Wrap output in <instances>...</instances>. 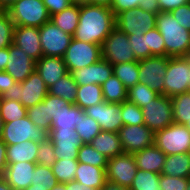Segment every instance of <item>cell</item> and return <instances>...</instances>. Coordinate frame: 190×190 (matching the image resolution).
Returning a JSON list of instances; mask_svg holds the SVG:
<instances>
[{"label":"cell","instance_id":"cell-65","mask_svg":"<svg viewBox=\"0 0 190 190\" xmlns=\"http://www.w3.org/2000/svg\"><path fill=\"white\" fill-rule=\"evenodd\" d=\"M184 126L190 131V119L186 121Z\"/></svg>","mask_w":190,"mask_h":190},{"label":"cell","instance_id":"cell-68","mask_svg":"<svg viewBox=\"0 0 190 190\" xmlns=\"http://www.w3.org/2000/svg\"><path fill=\"white\" fill-rule=\"evenodd\" d=\"M186 190H190V177L188 178V185H187Z\"/></svg>","mask_w":190,"mask_h":190},{"label":"cell","instance_id":"cell-28","mask_svg":"<svg viewBox=\"0 0 190 190\" xmlns=\"http://www.w3.org/2000/svg\"><path fill=\"white\" fill-rule=\"evenodd\" d=\"M160 174L171 177H190V155L189 153H180L166 155L165 163Z\"/></svg>","mask_w":190,"mask_h":190},{"label":"cell","instance_id":"cell-16","mask_svg":"<svg viewBox=\"0 0 190 190\" xmlns=\"http://www.w3.org/2000/svg\"><path fill=\"white\" fill-rule=\"evenodd\" d=\"M48 139L54 145L56 159H77L79 148L83 145L79 135L72 129L51 128Z\"/></svg>","mask_w":190,"mask_h":190},{"label":"cell","instance_id":"cell-58","mask_svg":"<svg viewBox=\"0 0 190 190\" xmlns=\"http://www.w3.org/2000/svg\"><path fill=\"white\" fill-rule=\"evenodd\" d=\"M65 185H66V190H99V189L85 187L84 185L76 181L65 183Z\"/></svg>","mask_w":190,"mask_h":190},{"label":"cell","instance_id":"cell-63","mask_svg":"<svg viewBox=\"0 0 190 190\" xmlns=\"http://www.w3.org/2000/svg\"><path fill=\"white\" fill-rule=\"evenodd\" d=\"M50 190H66V185L65 183H58Z\"/></svg>","mask_w":190,"mask_h":190},{"label":"cell","instance_id":"cell-24","mask_svg":"<svg viewBox=\"0 0 190 190\" xmlns=\"http://www.w3.org/2000/svg\"><path fill=\"white\" fill-rule=\"evenodd\" d=\"M74 181L79 182L85 187L100 190L107 181L106 168L78 163Z\"/></svg>","mask_w":190,"mask_h":190},{"label":"cell","instance_id":"cell-17","mask_svg":"<svg viewBox=\"0 0 190 190\" xmlns=\"http://www.w3.org/2000/svg\"><path fill=\"white\" fill-rule=\"evenodd\" d=\"M85 113L98 122L102 131L118 132L123 126L121 103L103 101L86 108Z\"/></svg>","mask_w":190,"mask_h":190},{"label":"cell","instance_id":"cell-4","mask_svg":"<svg viewBox=\"0 0 190 190\" xmlns=\"http://www.w3.org/2000/svg\"><path fill=\"white\" fill-rule=\"evenodd\" d=\"M6 11L15 26L40 28L51 17L42 0H18Z\"/></svg>","mask_w":190,"mask_h":190},{"label":"cell","instance_id":"cell-19","mask_svg":"<svg viewBox=\"0 0 190 190\" xmlns=\"http://www.w3.org/2000/svg\"><path fill=\"white\" fill-rule=\"evenodd\" d=\"M36 69V61L13 43L9 46L8 63L5 72L9 73L16 82L25 81Z\"/></svg>","mask_w":190,"mask_h":190},{"label":"cell","instance_id":"cell-2","mask_svg":"<svg viewBox=\"0 0 190 190\" xmlns=\"http://www.w3.org/2000/svg\"><path fill=\"white\" fill-rule=\"evenodd\" d=\"M156 28L165 43V56L187 57L190 53V31L181 27L170 12H159Z\"/></svg>","mask_w":190,"mask_h":190},{"label":"cell","instance_id":"cell-48","mask_svg":"<svg viewBox=\"0 0 190 190\" xmlns=\"http://www.w3.org/2000/svg\"><path fill=\"white\" fill-rule=\"evenodd\" d=\"M159 185L162 190H186L188 178L160 174Z\"/></svg>","mask_w":190,"mask_h":190},{"label":"cell","instance_id":"cell-50","mask_svg":"<svg viewBox=\"0 0 190 190\" xmlns=\"http://www.w3.org/2000/svg\"><path fill=\"white\" fill-rule=\"evenodd\" d=\"M46 105V111L51 118L52 116L56 115L63 106H66L69 104L66 100L63 98L53 96L50 94H47V96L42 101Z\"/></svg>","mask_w":190,"mask_h":190},{"label":"cell","instance_id":"cell-11","mask_svg":"<svg viewBox=\"0 0 190 190\" xmlns=\"http://www.w3.org/2000/svg\"><path fill=\"white\" fill-rule=\"evenodd\" d=\"M157 14L144 11L142 8L125 10L116 17V27L126 35H144L156 27Z\"/></svg>","mask_w":190,"mask_h":190},{"label":"cell","instance_id":"cell-20","mask_svg":"<svg viewBox=\"0 0 190 190\" xmlns=\"http://www.w3.org/2000/svg\"><path fill=\"white\" fill-rule=\"evenodd\" d=\"M74 81L81 85H102L113 75V65L104 59L84 68L70 72Z\"/></svg>","mask_w":190,"mask_h":190},{"label":"cell","instance_id":"cell-64","mask_svg":"<svg viewBox=\"0 0 190 190\" xmlns=\"http://www.w3.org/2000/svg\"><path fill=\"white\" fill-rule=\"evenodd\" d=\"M25 190H48V189H39V188H34L33 185H30L28 188H26Z\"/></svg>","mask_w":190,"mask_h":190},{"label":"cell","instance_id":"cell-55","mask_svg":"<svg viewBox=\"0 0 190 190\" xmlns=\"http://www.w3.org/2000/svg\"><path fill=\"white\" fill-rule=\"evenodd\" d=\"M138 7L142 8L144 11L152 12L154 14H158L160 12L158 0H142Z\"/></svg>","mask_w":190,"mask_h":190},{"label":"cell","instance_id":"cell-34","mask_svg":"<svg viewBox=\"0 0 190 190\" xmlns=\"http://www.w3.org/2000/svg\"><path fill=\"white\" fill-rule=\"evenodd\" d=\"M113 74L124 84L127 90L139 83L138 62L118 63L113 65Z\"/></svg>","mask_w":190,"mask_h":190},{"label":"cell","instance_id":"cell-38","mask_svg":"<svg viewBox=\"0 0 190 190\" xmlns=\"http://www.w3.org/2000/svg\"><path fill=\"white\" fill-rule=\"evenodd\" d=\"M127 92V100L135 103L141 109L159 95L149 86L142 83H137L130 87Z\"/></svg>","mask_w":190,"mask_h":190},{"label":"cell","instance_id":"cell-36","mask_svg":"<svg viewBox=\"0 0 190 190\" xmlns=\"http://www.w3.org/2000/svg\"><path fill=\"white\" fill-rule=\"evenodd\" d=\"M174 123L184 125L190 119V91L170 97Z\"/></svg>","mask_w":190,"mask_h":190},{"label":"cell","instance_id":"cell-32","mask_svg":"<svg viewBox=\"0 0 190 190\" xmlns=\"http://www.w3.org/2000/svg\"><path fill=\"white\" fill-rule=\"evenodd\" d=\"M101 88L106 102L122 103L127 100L128 90L114 74L101 85Z\"/></svg>","mask_w":190,"mask_h":190},{"label":"cell","instance_id":"cell-41","mask_svg":"<svg viewBox=\"0 0 190 190\" xmlns=\"http://www.w3.org/2000/svg\"><path fill=\"white\" fill-rule=\"evenodd\" d=\"M77 161L79 163L90 164L95 167L106 168L108 158L95 150L90 143H86L79 148Z\"/></svg>","mask_w":190,"mask_h":190},{"label":"cell","instance_id":"cell-67","mask_svg":"<svg viewBox=\"0 0 190 190\" xmlns=\"http://www.w3.org/2000/svg\"><path fill=\"white\" fill-rule=\"evenodd\" d=\"M2 128H3V122H2V119L0 117V137L2 135Z\"/></svg>","mask_w":190,"mask_h":190},{"label":"cell","instance_id":"cell-49","mask_svg":"<svg viewBox=\"0 0 190 190\" xmlns=\"http://www.w3.org/2000/svg\"><path fill=\"white\" fill-rule=\"evenodd\" d=\"M173 18L180 24L181 27L190 31V5L189 3L181 5L170 11Z\"/></svg>","mask_w":190,"mask_h":190},{"label":"cell","instance_id":"cell-12","mask_svg":"<svg viewBox=\"0 0 190 190\" xmlns=\"http://www.w3.org/2000/svg\"><path fill=\"white\" fill-rule=\"evenodd\" d=\"M170 57L152 56L138 60L139 83L149 86L160 95H164V76Z\"/></svg>","mask_w":190,"mask_h":190},{"label":"cell","instance_id":"cell-44","mask_svg":"<svg viewBox=\"0 0 190 190\" xmlns=\"http://www.w3.org/2000/svg\"><path fill=\"white\" fill-rule=\"evenodd\" d=\"M14 22L5 10H0V49L9 47L13 43Z\"/></svg>","mask_w":190,"mask_h":190},{"label":"cell","instance_id":"cell-13","mask_svg":"<svg viewBox=\"0 0 190 190\" xmlns=\"http://www.w3.org/2000/svg\"><path fill=\"white\" fill-rule=\"evenodd\" d=\"M43 56L63 58L73 36L63 32L51 21L39 28Z\"/></svg>","mask_w":190,"mask_h":190},{"label":"cell","instance_id":"cell-33","mask_svg":"<svg viewBox=\"0 0 190 190\" xmlns=\"http://www.w3.org/2000/svg\"><path fill=\"white\" fill-rule=\"evenodd\" d=\"M75 132L79 135L83 144L90 143L100 132V125L92 117H89L84 110L80 112V120L77 121Z\"/></svg>","mask_w":190,"mask_h":190},{"label":"cell","instance_id":"cell-3","mask_svg":"<svg viewBox=\"0 0 190 190\" xmlns=\"http://www.w3.org/2000/svg\"><path fill=\"white\" fill-rule=\"evenodd\" d=\"M47 94L48 88L40 74L34 70L25 81L16 82L2 97L21 102L28 109L42 102Z\"/></svg>","mask_w":190,"mask_h":190},{"label":"cell","instance_id":"cell-37","mask_svg":"<svg viewBox=\"0 0 190 190\" xmlns=\"http://www.w3.org/2000/svg\"><path fill=\"white\" fill-rule=\"evenodd\" d=\"M78 163L77 159H56L51 169L59 183H69L75 179Z\"/></svg>","mask_w":190,"mask_h":190},{"label":"cell","instance_id":"cell-53","mask_svg":"<svg viewBox=\"0 0 190 190\" xmlns=\"http://www.w3.org/2000/svg\"><path fill=\"white\" fill-rule=\"evenodd\" d=\"M190 0H158L161 12H170L181 5L189 3Z\"/></svg>","mask_w":190,"mask_h":190},{"label":"cell","instance_id":"cell-39","mask_svg":"<svg viewBox=\"0 0 190 190\" xmlns=\"http://www.w3.org/2000/svg\"><path fill=\"white\" fill-rule=\"evenodd\" d=\"M159 180L160 174L138 169L129 190H162Z\"/></svg>","mask_w":190,"mask_h":190},{"label":"cell","instance_id":"cell-7","mask_svg":"<svg viewBox=\"0 0 190 190\" xmlns=\"http://www.w3.org/2000/svg\"><path fill=\"white\" fill-rule=\"evenodd\" d=\"M1 138L7 145L18 144L27 140L40 143L48 138V132L34 125L28 116H25L18 120L3 123Z\"/></svg>","mask_w":190,"mask_h":190},{"label":"cell","instance_id":"cell-54","mask_svg":"<svg viewBox=\"0 0 190 190\" xmlns=\"http://www.w3.org/2000/svg\"><path fill=\"white\" fill-rule=\"evenodd\" d=\"M16 81L5 71H0V97L11 88Z\"/></svg>","mask_w":190,"mask_h":190},{"label":"cell","instance_id":"cell-18","mask_svg":"<svg viewBox=\"0 0 190 190\" xmlns=\"http://www.w3.org/2000/svg\"><path fill=\"white\" fill-rule=\"evenodd\" d=\"M13 44L35 61L43 57L38 27L15 26Z\"/></svg>","mask_w":190,"mask_h":190},{"label":"cell","instance_id":"cell-60","mask_svg":"<svg viewBox=\"0 0 190 190\" xmlns=\"http://www.w3.org/2000/svg\"><path fill=\"white\" fill-rule=\"evenodd\" d=\"M86 3L111 8L113 0H88Z\"/></svg>","mask_w":190,"mask_h":190},{"label":"cell","instance_id":"cell-47","mask_svg":"<svg viewBox=\"0 0 190 190\" xmlns=\"http://www.w3.org/2000/svg\"><path fill=\"white\" fill-rule=\"evenodd\" d=\"M131 49L137 60L149 58V47L147 36L144 35H127Z\"/></svg>","mask_w":190,"mask_h":190},{"label":"cell","instance_id":"cell-40","mask_svg":"<svg viewBox=\"0 0 190 190\" xmlns=\"http://www.w3.org/2000/svg\"><path fill=\"white\" fill-rule=\"evenodd\" d=\"M31 185L34 188L39 189H52L59 182L56 179L55 175L52 172L51 167L36 164V167L33 172V178H31Z\"/></svg>","mask_w":190,"mask_h":190},{"label":"cell","instance_id":"cell-29","mask_svg":"<svg viewBox=\"0 0 190 190\" xmlns=\"http://www.w3.org/2000/svg\"><path fill=\"white\" fill-rule=\"evenodd\" d=\"M104 101L101 85L89 84L78 86L76 93V101L74 105H77L82 110L91 107L95 104H99Z\"/></svg>","mask_w":190,"mask_h":190},{"label":"cell","instance_id":"cell-45","mask_svg":"<svg viewBox=\"0 0 190 190\" xmlns=\"http://www.w3.org/2000/svg\"><path fill=\"white\" fill-rule=\"evenodd\" d=\"M144 36H147L149 57L165 56L164 39L156 27L147 31Z\"/></svg>","mask_w":190,"mask_h":190},{"label":"cell","instance_id":"cell-56","mask_svg":"<svg viewBox=\"0 0 190 190\" xmlns=\"http://www.w3.org/2000/svg\"><path fill=\"white\" fill-rule=\"evenodd\" d=\"M6 152H7V144L0 137V177H3L5 169L8 164L6 159Z\"/></svg>","mask_w":190,"mask_h":190},{"label":"cell","instance_id":"cell-61","mask_svg":"<svg viewBox=\"0 0 190 190\" xmlns=\"http://www.w3.org/2000/svg\"><path fill=\"white\" fill-rule=\"evenodd\" d=\"M18 0H0V10H7Z\"/></svg>","mask_w":190,"mask_h":190},{"label":"cell","instance_id":"cell-15","mask_svg":"<svg viewBox=\"0 0 190 190\" xmlns=\"http://www.w3.org/2000/svg\"><path fill=\"white\" fill-rule=\"evenodd\" d=\"M117 133L124 153L133 154L154 144L155 133L145 124L123 125Z\"/></svg>","mask_w":190,"mask_h":190},{"label":"cell","instance_id":"cell-1","mask_svg":"<svg viewBox=\"0 0 190 190\" xmlns=\"http://www.w3.org/2000/svg\"><path fill=\"white\" fill-rule=\"evenodd\" d=\"M115 27V15L111 8L80 3L79 24L73 38L102 46Z\"/></svg>","mask_w":190,"mask_h":190},{"label":"cell","instance_id":"cell-8","mask_svg":"<svg viewBox=\"0 0 190 190\" xmlns=\"http://www.w3.org/2000/svg\"><path fill=\"white\" fill-rule=\"evenodd\" d=\"M102 58L101 45L72 39L63 56L68 72L88 67Z\"/></svg>","mask_w":190,"mask_h":190},{"label":"cell","instance_id":"cell-6","mask_svg":"<svg viewBox=\"0 0 190 190\" xmlns=\"http://www.w3.org/2000/svg\"><path fill=\"white\" fill-rule=\"evenodd\" d=\"M190 58L170 57L164 76V95H174L190 91Z\"/></svg>","mask_w":190,"mask_h":190},{"label":"cell","instance_id":"cell-9","mask_svg":"<svg viewBox=\"0 0 190 190\" xmlns=\"http://www.w3.org/2000/svg\"><path fill=\"white\" fill-rule=\"evenodd\" d=\"M101 51L102 59L108 61L111 65L138 62L131 49L128 36L117 27L104 40Z\"/></svg>","mask_w":190,"mask_h":190},{"label":"cell","instance_id":"cell-62","mask_svg":"<svg viewBox=\"0 0 190 190\" xmlns=\"http://www.w3.org/2000/svg\"><path fill=\"white\" fill-rule=\"evenodd\" d=\"M0 190H14L3 177H0Z\"/></svg>","mask_w":190,"mask_h":190},{"label":"cell","instance_id":"cell-10","mask_svg":"<svg viewBox=\"0 0 190 190\" xmlns=\"http://www.w3.org/2000/svg\"><path fill=\"white\" fill-rule=\"evenodd\" d=\"M144 124L154 133L163 130L174 122L173 106L170 97L158 95L142 108Z\"/></svg>","mask_w":190,"mask_h":190},{"label":"cell","instance_id":"cell-5","mask_svg":"<svg viewBox=\"0 0 190 190\" xmlns=\"http://www.w3.org/2000/svg\"><path fill=\"white\" fill-rule=\"evenodd\" d=\"M154 144L166 155L190 152V131L182 124L170 126L155 132Z\"/></svg>","mask_w":190,"mask_h":190},{"label":"cell","instance_id":"cell-27","mask_svg":"<svg viewBox=\"0 0 190 190\" xmlns=\"http://www.w3.org/2000/svg\"><path fill=\"white\" fill-rule=\"evenodd\" d=\"M38 143L32 140L23 141L18 144L7 145V163L36 162Z\"/></svg>","mask_w":190,"mask_h":190},{"label":"cell","instance_id":"cell-21","mask_svg":"<svg viewBox=\"0 0 190 190\" xmlns=\"http://www.w3.org/2000/svg\"><path fill=\"white\" fill-rule=\"evenodd\" d=\"M36 162L8 163L3 178L14 190H25L33 178Z\"/></svg>","mask_w":190,"mask_h":190},{"label":"cell","instance_id":"cell-23","mask_svg":"<svg viewBox=\"0 0 190 190\" xmlns=\"http://www.w3.org/2000/svg\"><path fill=\"white\" fill-rule=\"evenodd\" d=\"M137 168L160 174L165 163L166 154L155 144L133 153Z\"/></svg>","mask_w":190,"mask_h":190},{"label":"cell","instance_id":"cell-66","mask_svg":"<svg viewBox=\"0 0 190 190\" xmlns=\"http://www.w3.org/2000/svg\"><path fill=\"white\" fill-rule=\"evenodd\" d=\"M74 3H86L88 0H72Z\"/></svg>","mask_w":190,"mask_h":190},{"label":"cell","instance_id":"cell-52","mask_svg":"<svg viewBox=\"0 0 190 190\" xmlns=\"http://www.w3.org/2000/svg\"><path fill=\"white\" fill-rule=\"evenodd\" d=\"M46 6L48 13L52 16L55 13L63 11L74 2L72 0H42Z\"/></svg>","mask_w":190,"mask_h":190},{"label":"cell","instance_id":"cell-57","mask_svg":"<svg viewBox=\"0 0 190 190\" xmlns=\"http://www.w3.org/2000/svg\"><path fill=\"white\" fill-rule=\"evenodd\" d=\"M9 47L0 49V71H5L8 63Z\"/></svg>","mask_w":190,"mask_h":190},{"label":"cell","instance_id":"cell-25","mask_svg":"<svg viewBox=\"0 0 190 190\" xmlns=\"http://www.w3.org/2000/svg\"><path fill=\"white\" fill-rule=\"evenodd\" d=\"M90 144L108 159L124 153L118 133L116 132L101 130Z\"/></svg>","mask_w":190,"mask_h":190},{"label":"cell","instance_id":"cell-43","mask_svg":"<svg viewBox=\"0 0 190 190\" xmlns=\"http://www.w3.org/2000/svg\"><path fill=\"white\" fill-rule=\"evenodd\" d=\"M121 115L123 125H140L144 124L142 109L135 103L125 100L121 103Z\"/></svg>","mask_w":190,"mask_h":190},{"label":"cell","instance_id":"cell-35","mask_svg":"<svg viewBox=\"0 0 190 190\" xmlns=\"http://www.w3.org/2000/svg\"><path fill=\"white\" fill-rule=\"evenodd\" d=\"M26 114L27 108L21 102L0 97V117L3 123L24 118Z\"/></svg>","mask_w":190,"mask_h":190},{"label":"cell","instance_id":"cell-46","mask_svg":"<svg viewBox=\"0 0 190 190\" xmlns=\"http://www.w3.org/2000/svg\"><path fill=\"white\" fill-rule=\"evenodd\" d=\"M56 162L54 145L47 138L45 141L38 143L36 163L51 167Z\"/></svg>","mask_w":190,"mask_h":190},{"label":"cell","instance_id":"cell-14","mask_svg":"<svg viewBox=\"0 0 190 190\" xmlns=\"http://www.w3.org/2000/svg\"><path fill=\"white\" fill-rule=\"evenodd\" d=\"M137 170L133 154L123 153L108 159L106 177L110 182L130 188Z\"/></svg>","mask_w":190,"mask_h":190},{"label":"cell","instance_id":"cell-26","mask_svg":"<svg viewBox=\"0 0 190 190\" xmlns=\"http://www.w3.org/2000/svg\"><path fill=\"white\" fill-rule=\"evenodd\" d=\"M80 3H73L63 11L53 14L50 21L63 32L74 35L79 24Z\"/></svg>","mask_w":190,"mask_h":190},{"label":"cell","instance_id":"cell-51","mask_svg":"<svg viewBox=\"0 0 190 190\" xmlns=\"http://www.w3.org/2000/svg\"><path fill=\"white\" fill-rule=\"evenodd\" d=\"M141 1L142 0H113L111 10L116 17L125 10L137 8Z\"/></svg>","mask_w":190,"mask_h":190},{"label":"cell","instance_id":"cell-42","mask_svg":"<svg viewBox=\"0 0 190 190\" xmlns=\"http://www.w3.org/2000/svg\"><path fill=\"white\" fill-rule=\"evenodd\" d=\"M46 113V105L43 102H40L33 107L28 108L26 115L34 125L49 132L51 130L52 118Z\"/></svg>","mask_w":190,"mask_h":190},{"label":"cell","instance_id":"cell-31","mask_svg":"<svg viewBox=\"0 0 190 190\" xmlns=\"http://www.w3.org/2000/svg\"><path fill=\"white\" fill-rule=\"evenodd\" d=\"M78 84L72 78L70 72L59 79L54 85L48 88V94L63 98L67 102L74 104L76 101V93Z\"/></svg>","mask_w":190,"mask_h":190},{"label":"cell","instance_id":"cell-59","mask_svg":"<svg viewBox=\"0 0 190 190\" xmlns=\"http://www.w3.org/2000/svg\"><path fill=\"white\" fill-rule=\"evenodd\" d=\"M100 190H129V188L117 185L116 183L107 180Z\"/></svg>","mask_w":190,"mask_h":190},{"label":"cell","instance_id":"cell-30","mask_svg":"<svg viewBox=\"0 0 190 190\" xmlns=\"http://www.w3.org/2000/svg\"><path fill=\"white\" fill-rule=\"evenodd\" d=\"M81 111L80 107L71 103L63 106L56 115L52 116L51 128L75 130Z\"/></svg>","mask_w":190,"mask_h":190},{"label":"cell","instance_id":"cell-22","mask_svg":"<svg viewBox=\"0 0 190 190\" xmlns=\"http://www.w3.org/2000/svg\"><path fill=\"white\" fill-rule=\"evenodd\" d=\"M47 88L68 73L63 58L43 56L36 61V69Z\"/></svg>","mask_w":190,"mask_h":190}]
</instances>
